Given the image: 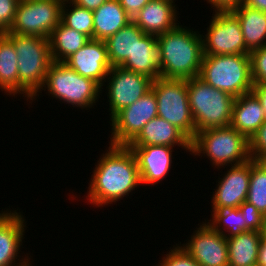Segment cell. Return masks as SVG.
I'll use <instances>...</instances> for the list:
<instances>
[{
    "instance_id": "23",
    "label": "cell",
    "mask_w": 266,
    "mask_h": 266,
    "mask_svg": "<svg viewBox=\"0 0 266 266\" xmlns=\"http://www.w3.org/2000/svg\"><path fill=\"white\" fill-rule=\"evenodd\" d=\"M239 20L246 48L251 52L266 46V13L243 3L231 11Z\"/></svg>"
},
{
    "instance_id": "16",
    "label": "cell",
    "mask_w": 266,
    "mask_h": 266,
    "mask_svg": "<svg viewBox=\"0 0 266 266\" xmlns=\"http://www.w3.org/2000/svg\"><path fill=\"white\" fill-rule=\"evenodd\" d=\"M139 169L141 184H156L169 174L172 163L171 146H128Z\"/></svg>"
},
{
    "instance_id": "12",
    "label": "cell",
    "mask_w": 266,
    "mask_h": 266,
    "mask_svg": "<svg viewBox=\"0 0 266 266\" xmlns=\"http://www.w3.org/2000/svg\"><path fill=\"white\" fill-rule=\"evenodd\" d=\"M107 91L110 118L125 107L130 106L151 89L153 80L143 74L126 70L122 67H112L108 76Z\"/></svg>"
},
{
    "instance_id": "38",
    "label": "cell",
    "mask_w": 266,
    "mask_h": 266,
    "mask_svg": "<svg viewBox=\"0 0 266 266\" xmlns=\"http://www.w3.org/2000/svg\"><path fill=\"white\" fill-rule=\"evenodd\" d=\"M77 6L94 11L104 4L107 0H70Z\"/></svg>"
},
{
    "instance_id": "42",
    "label": "cell",
    "mask_w": 266,
    "mask_h": 266,
    "mask_svg": "<svg viewBox=\"0 0 266 266\" xmlns=\"http://www.w3.org/2000/svg\"><path fill=\"white\" fill-rule=\"evenodd\" d=\"M5 35L4 32H0V39Z\"/></svg>"
},
{
    "instance_id": "26",
    "label": "cell",
    "mask_w": 266,
    "mask_h": 266,
    "mask_svg": "<svg viewBox=\"0 0 266 266\" xmlns=\"http://www.w3.org/2000/svg\"><path fill=\"white\" fill-rule=\"evenodd\" d=\"M90 40L85 34L71 29L60 22L49 37L53 61L64 62Z\"/></svg>"
},
{
    "instance_id": "32",
    "label": "cell",
    "mask_w": 266,
    "mask_h": 266,
    "mask_svg": "<svg viewBox=\"0 0 266 266\" xmlns=\"http://www.w3.org/2000/svg\"><path fill=\"white\" fill-rule=\"evenodd\" d=\"M239 209L246 222V227L249 230L262 232L265 229L266 217L260 213L254 205L244 201L239 206Z\"/></svg>"
},
{
    "instance_id": "41",
    "label": "cell",
    "mask_w": 266,
    "mask_h": 266,
    "mask_svg": "<svg viewBox=\"0 0 266 266\" xmlns=\"http://www.w3.org/2000/svg\"><path fill=\"white\" fill-rule=\"evenodd\" d=\"M243 4L266 13V0H243Z\"/></svg>"
},
{
    "instance_id": "14",
    "label": "cell",
    "mask_w": 266,
    "mask_h": 266,
    "mask_svg": "<svg viewBox=\"0 0 266 266\" xmlns=\"http://www.w3.org/2000/svg\"><path fill=\"white\" fill-rule=\"evenodd\" d=\"M64 63L81 76L94 80L101 88L112 68L105 40L91 39Z\"/></svg>"
},
{
    "instance_id": "15",
    "label": "cell",
    "mask_w": 266,
    "mask_h": 266,
    "mask_svg": "<svg viewBox=\"0 0 266 266\" xmlns=\"http://www.w3.org/2000/svg\"><path fill=\"white\" fill-rule=\"evenodd\" d=\"M251 173V159L232 165L212 196V211L239 207L247 199Z\"/></svg>"
},
{
    "instance_id": "36",
    "label": "cell",
    "mask_w": 266,
    "mask_h": 266,
    "mask_svg": "<svg viewBox=\"0 0 266 266\" xmlns=\"http://www.w3.org/2000/svg\"><path fill=\"white\" fill-rule=\"evenodd\" d=\"M127 15L133 19L138 12L151 0H118Z\"/></svg>"
},
{
    "instance_id": "11",
    "label": "cell",
    "mask_w": 266,
    "mask_h": 266,
    "mask_svg": "<svg viewBox=\"0 0 266 266\" xmlns=\"http://www.w3.org/2000/svg\"><path fill=\"white\" fill-rule=\"evenodd\" d=\"M207 34H202L204 55H249L238 18L231 12H213Z\"/></svg>"
},
{
    "instance_id": "24",
    "label": "cell",
    "mask_w": 266,
    "mask_h": 266,
    "mask_svg": "<svg viewBox=\"0 0 266 266\" xmlns=\"http://www.w3.org/2000/svg\"><path fill=\"white\" fill-rule=\"evenodd\" d=\"M229 266H257L261 232L255 230L226 238Z\"/></svg>"
},
{
    "instance_id": "22",
    "label": "cell",
    "mask_w": 266,
    "mask_h": 266,
    "mask_svg": "<svg viewBox=\"0 0 266 266\" xmlns=\"http://www.w3.org/2000/svg\"><path fill=\"white\" fill-rule=\"evenodd\" d=\"M92 12L94 40H106L132 21L118 0H107Z\"/></svg>"
},
{
    "instance_id": "20",
    "label": "cell",
    "mask_w": 266,
    "mask_h": 266,
    "mask_svg": "<svg viewBox=\"0 0 266 266\" xmlns=\"http://www.w3.org/2000/svg\"><path fill=\"white\" fill-rule=\"evenodd\" d=\"M265 121V112L252 91L234 99L230 125L248 140Z\"/></svg>"
},
{
    "instance_id": "8",
    "label": "cell",
    "mask_w": 266,
    "mask_h": 266,
    "mask_svg": "<svg viewBox=\"0 0 266 266\" xmlns=\"http://www.w3.org/2000/svg\"><path fill=\"white\" fill-rule=\"evenodd\" d=\"M151 89L157 99L158 117L176 126L192 141L196 131L189 105L187 80L159 77L152 82Z\"/></svg>"
},
{
    "instance_id": "37",
    "label": "cell",
    "mask_w": 266,
    "mask_h": 266,
    "mask_svg": "<svg viewBox=\"0 0 266 266\" xmlns=\"http://www.w3.org/2000/svg\"><path fill=\"white\" fill-rule=\"evenodd\" d=\"M212 7H214L215 12H228L233 11L239 7L243 0H207Z\"/></svg>"
},
{
    "instance_id": "4",
    "label": "cell",
    "mask_w": 266,
    "mask_h": 266,
    "mask_svg": "<svg viewBox=\"0 0 266 266\" xmlns=\"http://www.w3.org/2000/svg\"><path fill=\"white\" fill-rule=\"evenodd\" d=\"M187 91L195 131L229 126L234 97L207 84L199 76L187 79Z\"/></svg>"
},
{
    "instance_id": "1",
    "label": "cell",
    "mask_w": 266,
    "mask_h": 266,
    "mask_svg": "<svg viewBox=\"0 0 266 266\" xmlns=\"http://www.w3.org/2000/svg\"><path fill=\"white\" fill-rule=\"evenodd\" d=\"M97 161L89 184L87 200L96 207L112 204L141 184L139 169L128 146H114Z\"/></svg>"
},
{
    "instance_id": "9",
    "label": "cell",
    "mask_w": 266,
    "mask_h": 266,
    "mask_svg": "<svg viewBox=\"0 0 266 266\" xmlns=\"http://www.w3.org/2000/svg\"><path fill=\"white\" fill-rule=\"evenodd\" d=\"M63 2L64 0L19 1L14 22L6 33L49 39L61 22Z\"/></svg>"
},
{
    "instance_id": "30",
    "label": "cell",
    "mask_w": 266,
    "mask_h": 266,
    "mask_svg": "<svg viewBox=\"0 0 266 266\" xmlns=\"http://www.w3.org/2000/svg\"><path fill=\"white\" fill-rule=\"evenodd\" d=\"M68 6L69 8L71 6L72 10L66 9ZM61 22L65 26L81 32L90 39H93V12L91 10L77 6L70 0H64L61 8Z\"/></svg>"
},
{
    "instance_id": "21",
    "label": "cell",
    "mask_w": 266,
    "mask_h": 266,
    "mask_svg": "<svg viewBox=\"0 0 266 266\" xmlns=\"http://www.w3.org/2000/svg\"><path fill=\"white\" fill-rule=\"evenodd\" d=\"M120 67L143 74L153 81L160 77L157 36L145 34L130 56Z\"/></svg>"
},
{
    "instance_id": "10",
    "label": "cell",
    "mask_w": 266,
    "mask_h": 266,
    "mask_svg": "<svg viewBox=\"0 0 266 266\" xmlns=\"http://www.w3.org/2000/svg\"><path fill=\"white\" fill-rule=\"evenodd\" d=\"M158 116V104L154 91L150 89L135 103L117 112L111 119V141L114 146H128L143 127Z\"/></svg>"
},
{
    "instance_id": "18",
    "label": "cell",
    "mask_w": 266,
    "mask_h": 266,
    "mask_svg": "<svg viewBox=\"0 0 266 266\" xmlns=\"http://www.w3.org/2000/svg\"><path fill=\"white\" fill-rule=\"evenodd\" d=\"M174 0H151L132 19L145 33L158 36L173 29L176 22L177 10Z\"/></svg>"
},
{
    "instance_id": "19",
    "label": "cell",
    "mask_w": 266,
    "mask_h": 266,
    "mask_svg": "<svg viewBox=\"0 0 266 266\" xmlns=\"http://www.w3.org/2000/svg\"><path fill=\"white\" fill-rule=\"evenodd\" d=\"M181 146L191 152V140L176 126L163 118L155 117L141 130L128 146Z\"/></svg>"
},
{
    "instance_id": "40",
    "label": "cell",
    "mask_w": 266,
    "mask_h": 266,
    "mask_svg": "<svg viewBox=\"0 0 266 266\" xmlns=\"http://www.w3.org/2000/svg\"><path fill=\"white\" fill-rule=\"evenodd\" d=\"M261 234L262 241L259 247L257 266H266V226Z\"/></svg>"
},
{
    "instance_id": "2",
    "label": "cell",
    "mask_w": 266,
    "mask_h": 266,
    "mask_svg": "<svg viewBox=\"0 0 266 266\" xmlns=\"http://www.w3.org/2000/svg\"><path fill=\"white\" fill-rule=\"evenodd\" d=\"M198 31L176 25L157 36L160 77L191 79L200 74L203 40Z\"/></svg>"
},
{
    "instance_id": "35",
    "label": "cell",
    "mask_w": 266,
    "mask_h": 266,
    "mask_svg": "<svg viewBox=\"0 0 266 266\" xmlns=\"http://www.w3.org/2000/svg\"><path fill=\"white\" fill-rule=\"evenodd\" d=\"M20 0H0V32H8L14 22Z\"/></svg>"
},
{
    "instance_id": "13",
    "label": "cell",
    "mask_w": 266,
    "mask_h": 266,
    "mask_svg": "<svg viewBox=\"0 0 266 266\" xmlns=\"http://www.w3.org/2000/svg\"><path fill=\"white\" fill-rule=\"evenodd\" d=\"M190 238L181 247L200 266H229L226 237L208 222H203Z\"/></svg>"
},
{
    "instance_id": "29",
    "label": "cell",
    "mask_w": 266,
    "mask_h": 266,
    "mask_svg": "<svg viewBox=\"0 0 266 266\" xmlns=\"http://www.w3.org/2000/svg\"><path fill=\"white\" fill-rule=\"evenodd\" d=\"M211 212L213 213L212 220H208V223L226 238L239 235L244 231H249L239 207L225 208Z\"/></svg>"
},
{
    "instance_id": "3",
    "label": "cell",
    "mask_w": 266,
    "mask_h": 266,
    "mask_svg": "<svg viewBox=\"0 0 266 266\" xmlns=\"http://www.w3.org/2000/svg\"><path fill=\"white\" fill-rule=\"evenodd\" d=\"M13 43L18 57V94L34 100L45 82L53 63L49 39L39 36L5 33Z\"/></svg>"
},
{
    "instance_id": "25",
    "label": "cell",
    "mask_w": 266,
    "mask_h": 266,
    "mask_svg": "<svg viewBox=\"0 0 266 266\" xmlns=\"http://www.w3.org/2000/svg\"><path fill=\"white\" fill-rule=\"evenodd\" d=\"M145 33L133 22L118 30L106 40L108 58L112 67H120L132 56L136 42H139Z\"/></svg>"
},
{
    "instance_id": "27",
    "label": "cell",
    "mask_w": 266,
    "mask_h": 266,
    "mask_svg": "<svg viewBox=\"0 0 266 266\" xmlns=\"http://www.w3.org/2000/svg\"><path fill=\"white\" fill-rule=\"evenodd\" d=\"M0 89L14 97L18 93V57L5 35L0 39Z\"/></svg>"
},
{
    "instance_id": "33",
    "label": "cell",
    "mask_w": 266,
    "mask_h": 266,
    "mask_svg": "<svg viewBox=\"0 0 266 266\" xmlns=\"http://www.w3.org/2000/svg\"><path fill=\"white\" fill-rule=\"evenodd\" d=\"M248 141L250 158L252 160L266 161V121Z\"/></svg>"
},
{
    "instance_id": "17",
    "label": "cell",
    "mask_w": 266,
    "mask_h": 266,
    "mask_svg": "<svg viewBox=\"0 0 266 266\" xmlns=\"http://www.w3.org/2000/svg\"><path fill=\"white\" fill-rule=\"evenodd\" d=\"M23 217L16 210L0 213V266H26L30 262V258L25 255L24 259L21 258V262L15 265L22 245L24 227L27 225Z\"/></svg>"
},
{
    "instance_id": "7",
    "label": "cell",
    "mask_w": 266,
    "mask_h": 266,
    "mask_svg": "<svg viewBox=\"0 0 266 266\" xmlns=\"http://www.w3.org/2000/svg\"><path fill=\"white\" fill-rule=\"evenodd\" d=\"M41 89H47L49 94L63 103L85 109L95 105L103 88L94 80L78 74L66 63L53 61Z\"/></svg>"
},
{
    "instance_id": "39",
    "label": "cell",
    "mask_w": 266,
    "mask_h": 266,
    "mask_svg": "<svg viewBox=\"0 0 266 266\" xmlns=\"http://www.w3.org/2000/svg\"><path fill=\"white\" fill-rule=\"evenodd\" d=\"M252 92L259 99L261 106L266 115V83L265 84H254Z\"/></svg>"
},
{
    "instance_id": "34",
    "label": "cell",
    "mask_w": 266,
    "mask_h": 266,
    "mask_svg": "<svg viewBox=\"0 0 266 266\" xmlns=\"http://www.w3.org/2000/svg\"><path fill=\"white\" fill-rule=\"evenodd\" d=\"M174 246L157 266H200L181 246Z\"/></svg>"
},
{
    "instance_id": "5",
    "label": "cell",
    "mask_w": 266,
    "mask_h": 266,
    "mask_svg": "<svg viewBox=\"0 0 266 266\" xmlns=\"http://www.w3.org/2000/svg\"><path fill=\"white\" fill-rule=\"evenodd\" d=\"M199 77L234 98L252 91L250 55H203Z\"/></svg>"
},
{
    "instance_id": "6",
    "label": "cell",
    "mask_w": 266,
    "mask_h": 266,
    "mask_svg": "<svg viewBox=\"0 0 266 266\" xmlns=\"http://www.w3.org/2000/svg\"><path fill=\"white\" fill-rule=\"evenodd\" d=\"M204 154L216 168L249 161V141L231 125L206 129L196 133L191 141V153Z\"/></svg>"
},
{
    "instance_id": "28",
    "label": "cell",
    "mask_w": 266,
    "mask_h": 266,
    "mask_svg": "<svg viewBox=\"0 0 266 266\" xmlns=\"http://www.w3.org/2000/svg\"><path fill=\"white\" fill-rule=\"evenodd\" d=\"M246 202L266 217V161L251 159V173Z\"/></svg>"
},
{
    "instance_id": "31",
    "label": "cell",
    "mask_w": 266,
    "mask_h": 266,
    "mask_svg": "<svg viewBox=\"0 0 266 266\" xmlns=\"http://www.w3.org/2000/svg\"><path fill=\"white\" fill-rule=\"evenodd\" d=\"M253 84L266 83V46L250 52Z\"/></svg>"
}]
</instances>
